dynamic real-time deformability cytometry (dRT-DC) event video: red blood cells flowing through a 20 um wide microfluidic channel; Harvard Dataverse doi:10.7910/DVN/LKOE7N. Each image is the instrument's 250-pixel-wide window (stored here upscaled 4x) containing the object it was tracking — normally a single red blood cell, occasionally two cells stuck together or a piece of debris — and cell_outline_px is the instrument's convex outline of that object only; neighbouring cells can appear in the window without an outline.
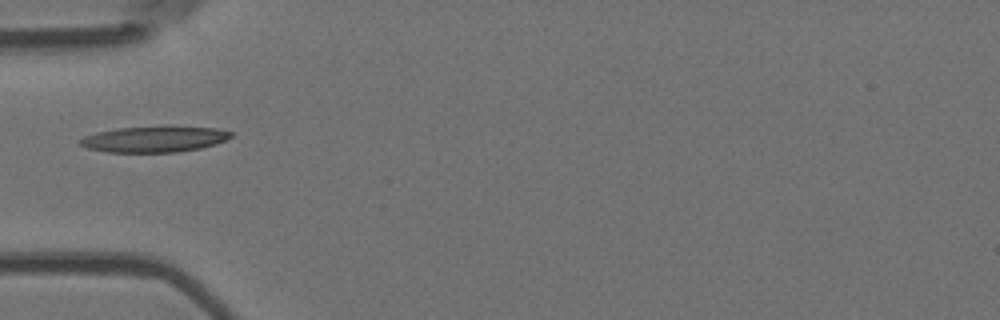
{"species": "Egyptian fruit bat (a non-hibernating species)", "species_latin": "Rousettus aegyptiacus", "temperature_condition": "room temperature", "stored_images_in_passage": 1, "camera_frame_rate_fps": 3000, "um_per_image_px": 0.085, "animal": {"sex": "female"}, "frame": {"image": 1, "passage_image": 1, "time_ms": 0.0, "image_size_px": [1000, 320], "cell_outline_px": [[232, 136], [216, 144], [200, 148], [176, 152], [108, 152], [88, 148], [80, 144], [80, 140], [84, 136], [96, 132], [116, 128], [164, 124], [216, 128], [232, 132]], "centroid_in_image_um": [13.14, 11.79], "position_along_channel_um": 71.9, "area_um2": 23.41}}